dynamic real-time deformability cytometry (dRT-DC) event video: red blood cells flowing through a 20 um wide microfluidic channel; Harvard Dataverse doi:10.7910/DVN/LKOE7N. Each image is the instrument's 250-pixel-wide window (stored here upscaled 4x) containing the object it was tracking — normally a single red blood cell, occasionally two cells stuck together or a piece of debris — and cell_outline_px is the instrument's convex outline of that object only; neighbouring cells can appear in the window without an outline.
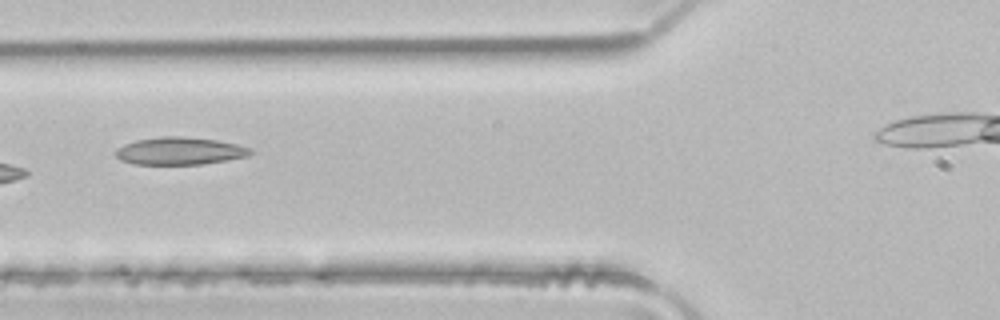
{"species": "common noctule bat (a hibernating species)", "species_latin": "Nyctalus noctula", "temperature_condition": "room temperature", "stored_images_in_passage": 4, "camera_frame_rate_fps": 3000, "um_per_image_px": 0.085, "animal": {"sex": "male", "body_mass_g": 21.5, "forearm_length_mm": 52.0}, "frame": {"image": 1, "passage_image": 4, "time_ms": 1.0, "image_size_px": [1000, 320], "cell_outline_px": [[256, 152], [248, 156], [228, 160], [204, 164], [132, 164], [120, 160], [116, 156], [116, 148], [124, 144], [136, 140], [164, 136], [184, 136], [216, 140], [236, 144], [252, 148]], "centroid_in_image_um": [15.31, 12.83], "position_along_channel_um": 110.5, "area_um2": 21.79}}